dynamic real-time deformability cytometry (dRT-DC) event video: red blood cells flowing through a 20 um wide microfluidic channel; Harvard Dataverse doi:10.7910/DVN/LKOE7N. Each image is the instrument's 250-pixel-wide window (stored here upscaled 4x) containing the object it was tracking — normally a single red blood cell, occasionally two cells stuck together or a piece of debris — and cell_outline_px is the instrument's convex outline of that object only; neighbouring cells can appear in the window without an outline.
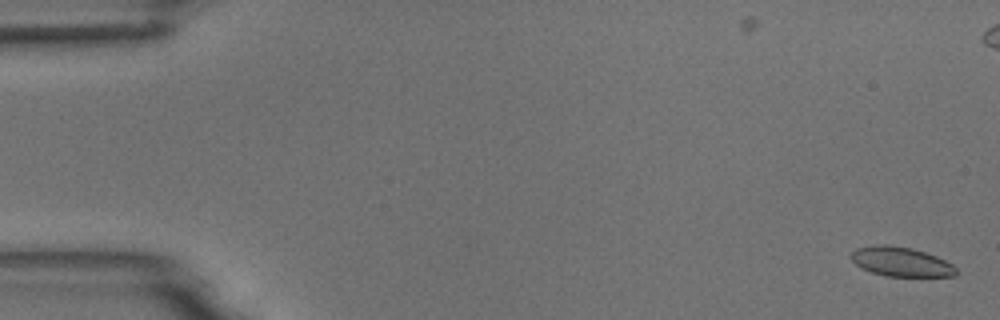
{"species": "common noctule bat (a hibernating species)", "species_latin": "Nyctalus noctula", "temperature_condition": "room temperature", "stored_images_in_passage": 57, "camera_frame_rate_fps": 3000, "um_per_image_px": 0.085, "animal": {"sex": "male", "body_mass_g": 18.8}, "frame": {"image": 1, "passage_image": 2, "time_ms": 0.333, "image_size_px": [1000, 320], "cell_outline_px": [[956, 276], [884, 276], [860, 268], [848, 256], [856, 248], [872, 244], [888, 244], [912, 248], [936, 256], [952, 264], [956, 268]], "centroid_in_image_um": [76.53, 22.23], "position_along_channel_um": 8.5, "area_um2": 18.15}}
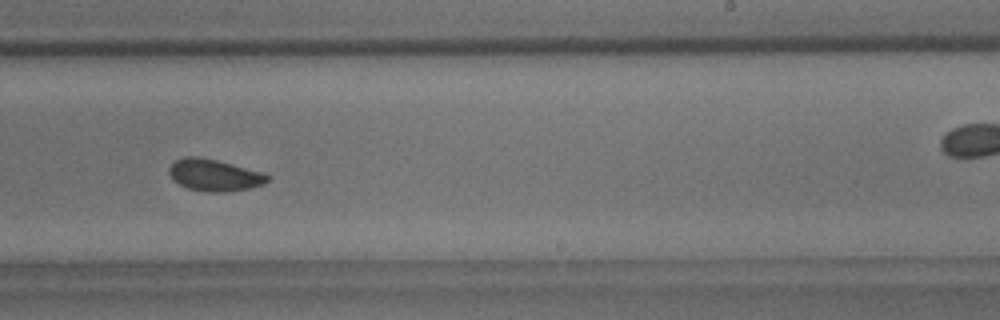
{"frame": {"image": 2, "passage_image": 35, "time_ms": 11.333, "image_size_px": [1000, 320], "cell_outline_px": [[272, 176], [264, 184], [248, 188], [224, 192], [208, 192], [188, 188], [172, 180], [168, 172], [168, 168], [176, 160], [184, 156], [196, 156], [216, 160], [264, 172]], "centroid_in_image_um": [18.22, 14.88], "position_along_channel_um": 270.8, "area_um2": 18.26}}
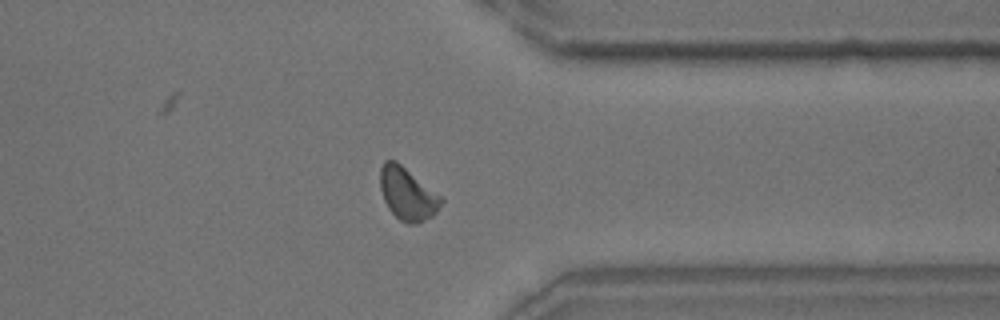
{"frame": {"image": 3, "passage_image": 44, "time_ms": 14.333, "image_size_px": [1000, 320], "cell_outline_px": [[444, 200], [436, 212], [432, 216], [416, 224], [408, 224], [400, 220], [388, 208], [384, 200], [380, 188], [380, 168], [384, 160], [396, 160], [440, 196]], "centroid_in_image_um": [34.61, 16.47], "position_along_channel_um": 376.8, "area_um2": 18.44}, "authors_computed_cell_mechanics": {"area_um2": 18.3804, "velocity_mm_per_s": 3.6926, "shape_relaxation_time_tau1_ms": 4.4838, "shape_relaxation_time_tau2_ms": 2.7723, "deformation_change_tau1": 0.0793, "deformation_change_tau2": 0.0678}}